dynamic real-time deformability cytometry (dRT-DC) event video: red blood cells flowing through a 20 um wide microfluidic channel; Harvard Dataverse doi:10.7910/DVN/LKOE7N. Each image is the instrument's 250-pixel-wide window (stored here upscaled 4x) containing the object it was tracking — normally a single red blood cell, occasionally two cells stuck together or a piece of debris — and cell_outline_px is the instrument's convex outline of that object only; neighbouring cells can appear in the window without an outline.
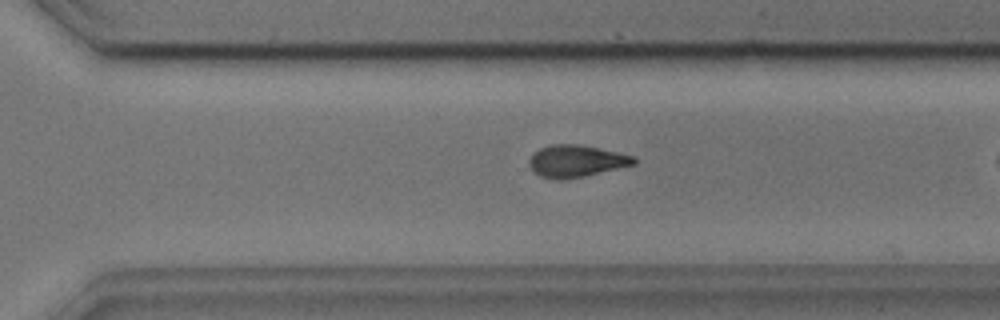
{"species": "common noctule bat (a hibernating species)", "species_latin": "Nyctalus noctula", "temperature_condition": "cold", "stored_images_in_passage": 10, "camera_frame_rate_fps": 3000, "um_per_image_px": 0.085, "animal": {"sex": "male", "body_mass_g": 17.9, "forearm_length_mm": 54.2}, "frame": {"image": 1, "passage_image": 10, "time_ms": 3.0, "image_size_px": [1000, 320], "cell_outline_px": [[636, 164], [584, 176], [560, 180], [556, 180], [540, 176], [528, 164], [528, 160], [540, 148], [552, 144], [576, 144], [636, 156]], "centroid_in_image_um": [48.98, 13.7], "position_along_channel_um": 321.6, "area_um2": 19.25}}